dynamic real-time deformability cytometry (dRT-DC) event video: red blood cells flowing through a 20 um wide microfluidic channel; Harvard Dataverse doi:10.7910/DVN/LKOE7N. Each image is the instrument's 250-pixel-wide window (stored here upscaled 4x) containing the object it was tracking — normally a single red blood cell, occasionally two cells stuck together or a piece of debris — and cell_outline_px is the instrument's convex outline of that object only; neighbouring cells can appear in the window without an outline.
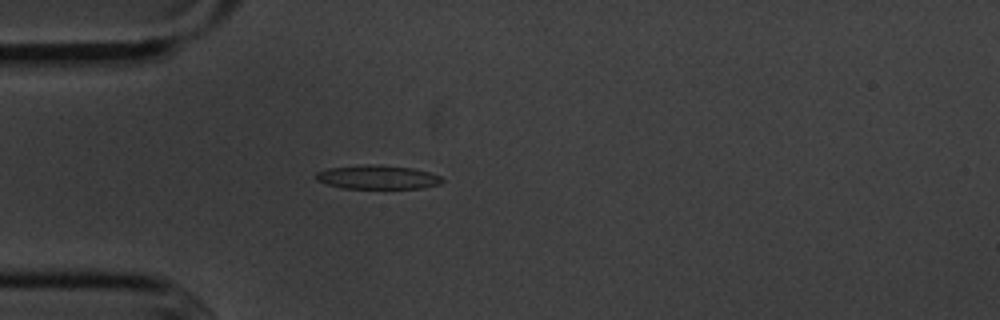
{"species": "common noctule bat (a hibernating species)", "species_latin": "Nyctalus noctula", "temperature_condition": "cold", "stored_images_in_passage": 46, "camera_frame_rate_fps": 3000, "um_per_image_px": 0.085, "animal": {"sex": "male", "body_mass_g": 20.1, "forearm_length_mm": 53.5}, "frame": {"image": 1, "passage_image": 6, "time_ms": 1.667, "image_size_px": [1000, 320], "cell_outline_px": [[444, 180], [440, 184], [424, 188], [340, 188], [316, 180], [316, 172], [328, 168], [368, 164], [380, 164], [412, 168], [428, 172], [440, 176]], "centroid_in_image_um": [32.1, 15.05], "position_along_channel_um": 52.9, "area_um2": 17.57}}
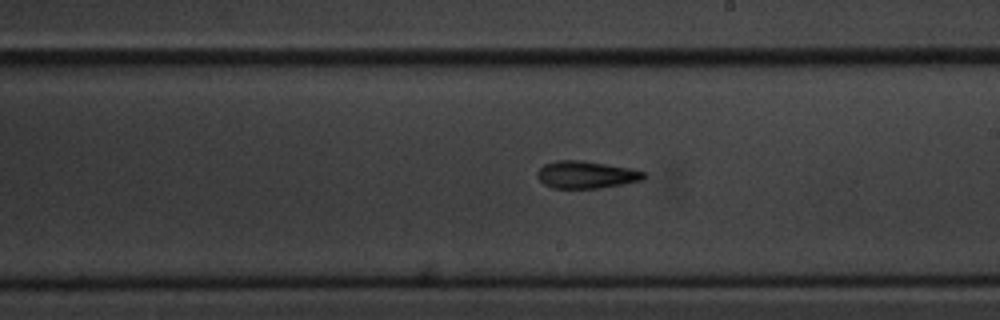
{"frame": {"image": 2, "passage_image": 22, "time_ms": 7.0, "image_size_px": [1000, 320], "cell_outline_px": [[648, 176], [644, 180], [600, 188], [552, 188], [544, 184], [536, 176], [536, 172], [544, 164], [560, 160], [580, 160], [632, 168], [644, 172]], "centroid_in_image_um": [49.84, 14.85], "position_along_channel_um": 239.2, "area_um2": 17.05}}
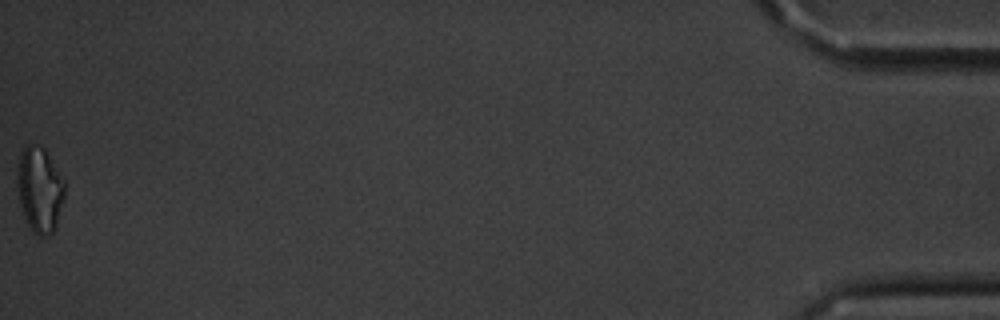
{"frame": {"image": 3, "passage_image": 46, "time_ms": 15.0, "image_size_px": [1000, 320], "cell_outline_px": [[64, 196], [56, 224], [52, 232], [48, 236], [40, 236], [32, 232], [20, 208], [16, 184], [16, 176], [20, 152], [28, 144], [32, 144], [44, 148], [64, 180]], "centroid_in_image_um": [3.33, 16.12], "position_along_channel_um": 431.9, "area_um2": 23.58}, "authors_computed_cell_mechanics": {"area_um2": 17.4845, "velocity_mm_per_s": 3.6317, "shape_relaxation_time_tau1_ms": 3.8271, "shape_relaxation_time_tau2_ms": 6.116, "deformation_change_tau1": 0.0963, "deformation_change_tau2": 0.1586}}